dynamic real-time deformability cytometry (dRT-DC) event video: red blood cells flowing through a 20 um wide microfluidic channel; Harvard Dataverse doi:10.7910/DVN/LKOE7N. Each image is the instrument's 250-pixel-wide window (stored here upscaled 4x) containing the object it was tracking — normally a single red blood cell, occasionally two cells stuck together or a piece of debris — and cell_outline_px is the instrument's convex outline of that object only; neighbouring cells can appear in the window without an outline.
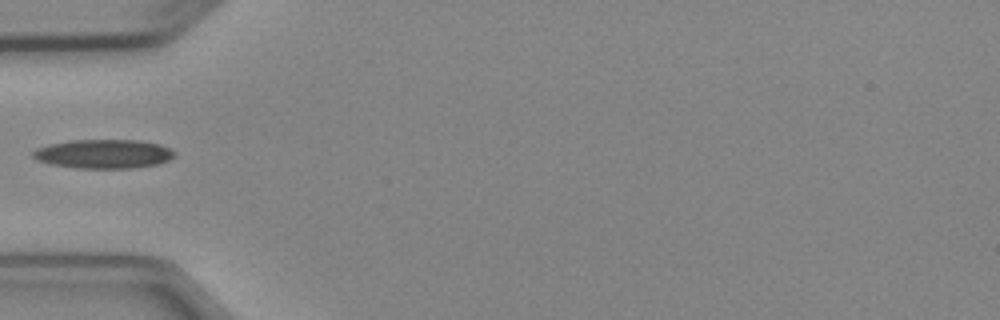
{"species": "Egyptian fruit bat (a non-hibernating species)", "species_latin": "Rousettus aegyptiacus", "temperature_condition": "cold", "stored_images_in_passage": 4, "camera_frame_rate_fps": 3000, "um_per_image_px": 0.085, "animal": {"sex": "female"}, "frame": {"image": 1, "passage_image": 3, "time_ms": 2.667, "image_size_px": [1000, 320], "cell_outline_px": [[176, 156], [168, 160], [156, 164], [132, 168], [76, 168], [52, 164], [40, 160], [32, 156], [32, 152], [36, 148], [48, 144], [72, 140], [140, 140], [160, 144], [176, 152]], "centroid_in_image_um": [8.82, 13.07], "position_along_channel_um": 76.2, "area_um2": 23.87}}